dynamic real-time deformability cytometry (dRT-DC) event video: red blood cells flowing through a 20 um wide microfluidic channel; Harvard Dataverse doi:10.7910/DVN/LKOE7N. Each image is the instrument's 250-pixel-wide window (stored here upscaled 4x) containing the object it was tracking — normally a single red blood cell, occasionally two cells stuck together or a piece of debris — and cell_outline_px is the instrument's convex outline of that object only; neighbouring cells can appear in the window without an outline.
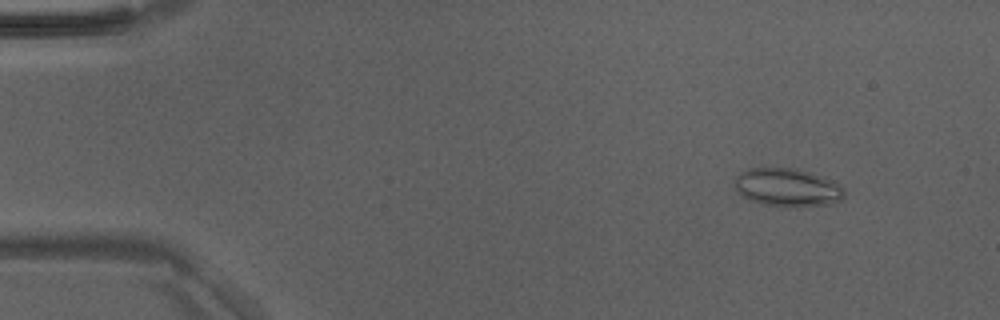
{"species": "Egyptian fruit bat (a non-hibernating species)", "species_latin": "Rousettus aegyptiacus", "temperature_condition": "room temperature", "stored_images_in_passage": 49, "camera_frame_rate_fps": 3000, "um_per_image_px": 0.085, "animal": {"sex": "male"}, "frame": {"image": 1, "passage_image": 6, "time_ms": 1.667, "image_size_px": [1000, 320], "cell_outline_px": [[844, 196], [840, 200], [828, 204], [788, 208], [760, 204], [744, 196], [736, 188], [736, 176], [740, 172], [748, 168], [792, 168], [824, 176], [832, 180], [844, 188]], "centroid_in_image_um": [66.95, 15.94], "position_along_channel_um": 18.1, "area_um2": 24.39}}
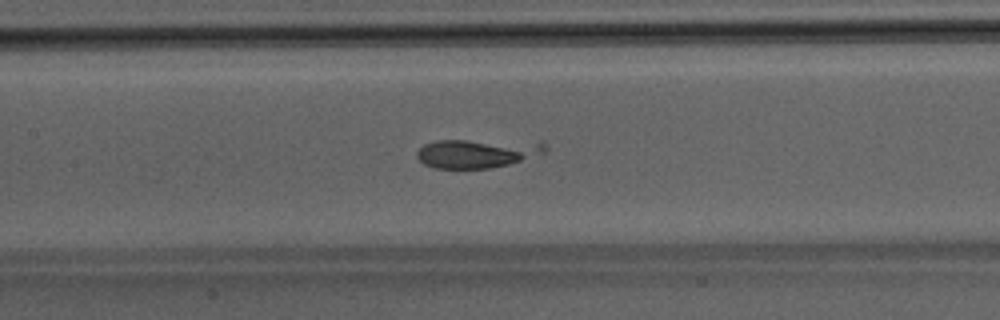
{"frame": {"image": 2, "passage_image": 24, "time_ms": 7.667, "image_size_px": [1000, 320], "cell_outline_px": [[548, 148], [544, 152], [508, 164], [488, 168], [432, 168], [424, 164], [416, 156], [416, 152], [424, 144], [436, 140], [544, 140]], "centroid_in_image_um": [40.6, 12.99], "position_along_channel_um": 166.8, "area_um2": 21.96}}
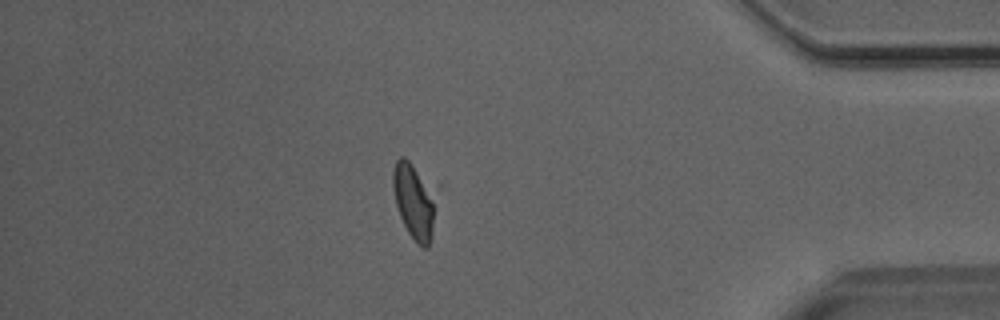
{"frame": {"image": 3, "passage_image": 43, "time_ms": 14.0, "image_size_px": [1000, 320], "cell_outline_px": [[440, 188], [432, 236], [428, 248], [424, 248], [416, 244], [408, 232], [400, 216], [396, 204], [392, 184], [392, 172], [396, 160], [400, 156], [404, 156], [440, 184]], "centroid_in_image_um": [35.33, 16.98], "position_along_channel_um": 399.9, "area_um2": 20.92}}